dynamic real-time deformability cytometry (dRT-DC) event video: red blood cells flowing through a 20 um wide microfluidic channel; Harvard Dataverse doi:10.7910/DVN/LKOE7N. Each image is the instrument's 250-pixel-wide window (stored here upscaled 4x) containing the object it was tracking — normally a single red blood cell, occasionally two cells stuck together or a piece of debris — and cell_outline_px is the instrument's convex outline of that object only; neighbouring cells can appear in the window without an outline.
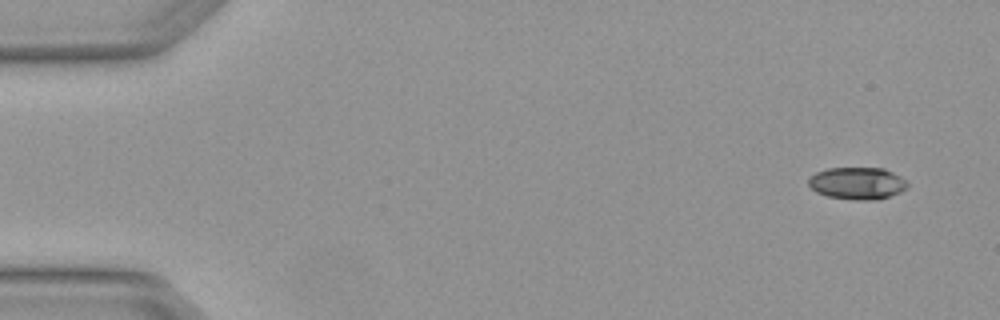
{"species": "Egyptian fruit bat (a non-hibernating species)", "species_latin": "Rousettus aegyptiacus", "temperature_condition": "warm", "stored_images_in_passage": 5, "camera_frame_rate_fps": 3000, "um_per_image_px": 0.085, "animal": {"sex": "female"}, "frame": {"image": 1, "passage_image": 1, "time_ms": 0.0, "image_size_px": [1000, 320], "cell_outline_px": [[908, 188], [900, 192], [876, 200], [856, 200], [828, 196], [816, 192], [808, 184], [808, 180], [816, 172], [828, 168], [884, 168], [900, 176], [908, 184]], "centroid_in_image_um": [72.88, 15.57], "position_along_channel_um": 12.1, "area_um2": 18.44}}
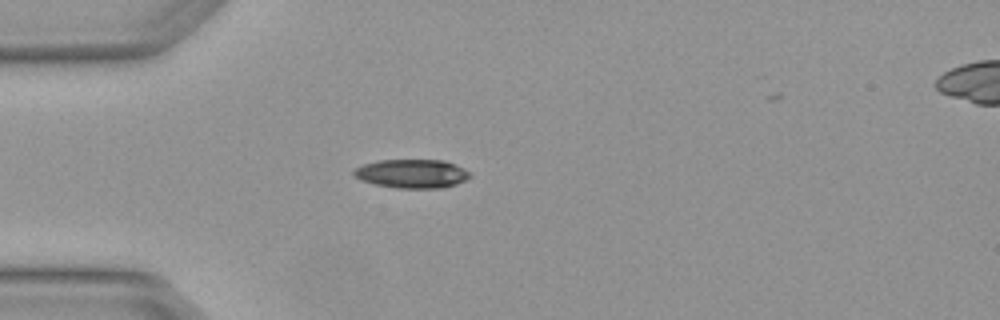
{"frame": {"image": 2, "passage_image": 4, "time_ms": 1.0, "image_size_px": [1000, 320], "cell_outline_px": [[472, 176], [456, 184], [440, 188], [400, 188], [376, 184], [360, 180], [352, 176], [352, 172], [356, 168], [364, 164], [380, 160], [444, 160], [456, 164], [464, 168]], "centroid_in_image_um": [35.01, 14.75], "position_along_channel_um": 50.0, "area_um2": 19.42}}